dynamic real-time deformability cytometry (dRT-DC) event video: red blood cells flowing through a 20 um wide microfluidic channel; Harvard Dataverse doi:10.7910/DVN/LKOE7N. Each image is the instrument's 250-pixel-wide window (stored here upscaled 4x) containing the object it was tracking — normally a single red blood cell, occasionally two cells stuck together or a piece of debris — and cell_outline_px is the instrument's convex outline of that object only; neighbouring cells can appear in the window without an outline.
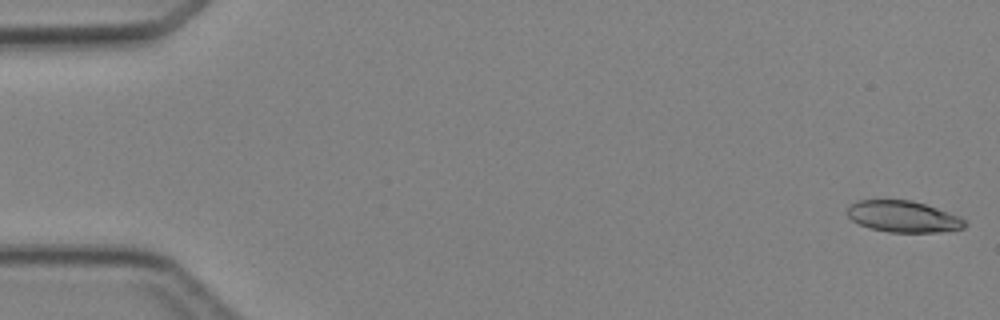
{"species": "Egyptian fruit bat (a non-hibernating species)", "species_latin": "Rousettus aegyptiacus", "temperature_condition": "cold", "stored_images_in_passage": 5, "camera_frame_rate_fps": 3000, "um_per_image_px": 0.085, "animal": {"sex": "female"}, "frame": {"image": 1, "passage_image": 1, "time_ms": 0.0, "image_size_px": [1000, 320], "cell_outline_px": [[968, 224], [964, 228], [940, 232], [888, 232], [872, 228], [860, 224], [852, 220], [848, 216], [848, 208], [856, 200], [912, 200], [960, 216], [968, 220]], "centroid_in_image_um": [76.83, 18.41], "position_along_channel_um": 8.2, "area_um2": 21.44}}
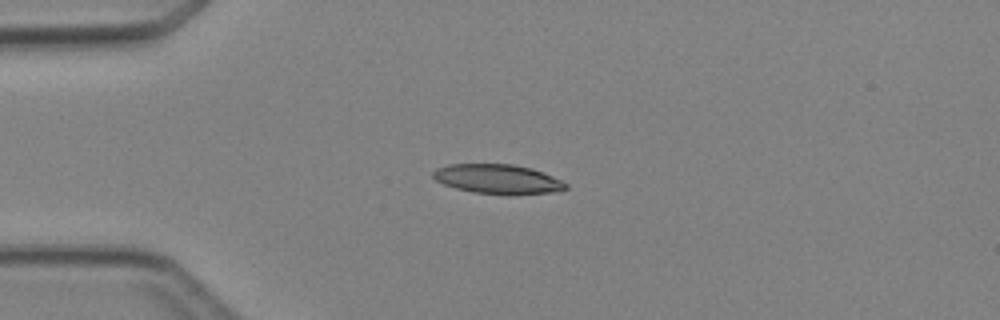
{"frame": {"image": 2, "passage_image": 4, "time_ms": 3.667, "image_size_px": [1000, 320], "cell_outline_px": [[568, 188], [552, 192], [512, 196], [508, 196], [472, 192], [456, 188], [444, 184], [436, 180], [432, 176], [432, 172], [436, 168], [448, 164], [512, 164], [532, 168], [552, 176], [568, 184]], "centroid_in_image_um": [42.31, 15.24], "position_along_channel_um": 42.7, "area_um2": 23.12}}